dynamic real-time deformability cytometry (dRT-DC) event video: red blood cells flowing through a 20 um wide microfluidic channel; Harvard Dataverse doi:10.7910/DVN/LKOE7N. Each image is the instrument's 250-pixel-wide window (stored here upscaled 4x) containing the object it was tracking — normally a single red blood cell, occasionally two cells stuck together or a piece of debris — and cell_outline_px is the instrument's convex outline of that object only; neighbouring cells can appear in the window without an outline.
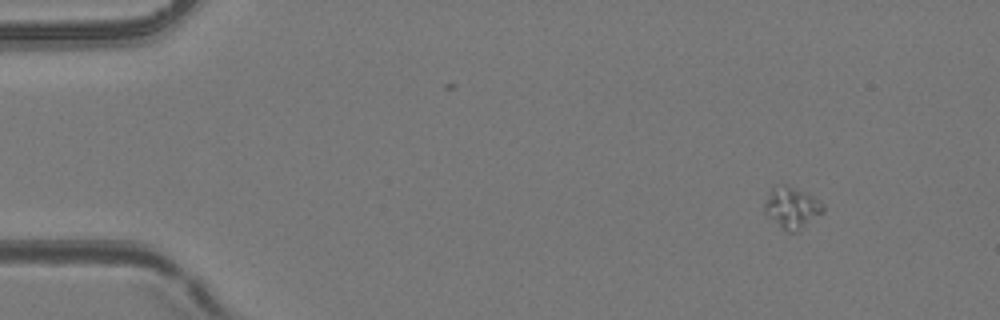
{"species": "common noctule bat (a hibernating species)", "species_latin": "Nyctalus noctula", "temperature_condition": "room temperature", "stored_images_in_passage": 4, "camera_frame_rate_fps": 3000, "um_per_image_px": 0.085, "animal": {"sex": "female", "body_mass_g": 24.6, "forearm_length_mm": 56.2}, "frame": {"image": 1, "passage_image": 1, "time_ms": 0.0, "image_size_px": [1000, 320], "cell_outline_px": [[824, 212], [796, 232], [788, 232], [780, 228], [764, 212], [764, 200], [772, 188], [776, 184], [784, 184], [812, 196], [820, 200], [824, 204]], "centroid_in_image_um": [67.29, 17.66], "position_along_channel_um": 17.7, "area_um2": 14.1}}
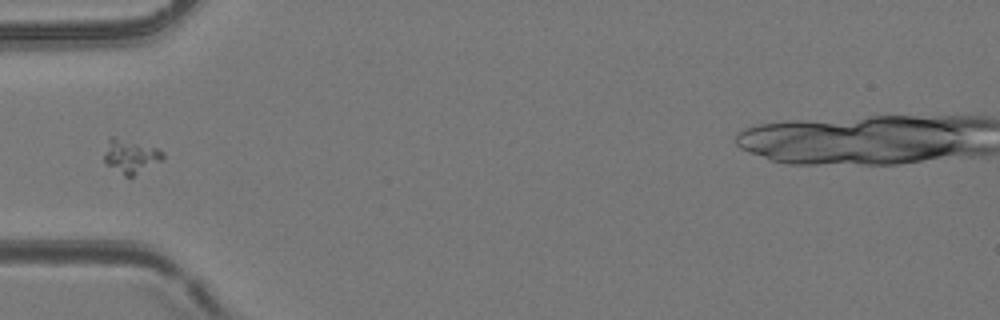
{"frame": {"image": 2, "passage_image": 4, "time_ms": 1.0, "image_size_px": [1000, 320], "cell_outline_px": [[164, 160], [132, 176], [124, 176], [108, 164], [104, 160], [104, 156], [108, 136], [112, 136], [156, 148], [164, 152]], "centroid_in_image_um": [11.11, 13.27], "position_along_channel_um": 73.9, "area_um2": 11.39}}